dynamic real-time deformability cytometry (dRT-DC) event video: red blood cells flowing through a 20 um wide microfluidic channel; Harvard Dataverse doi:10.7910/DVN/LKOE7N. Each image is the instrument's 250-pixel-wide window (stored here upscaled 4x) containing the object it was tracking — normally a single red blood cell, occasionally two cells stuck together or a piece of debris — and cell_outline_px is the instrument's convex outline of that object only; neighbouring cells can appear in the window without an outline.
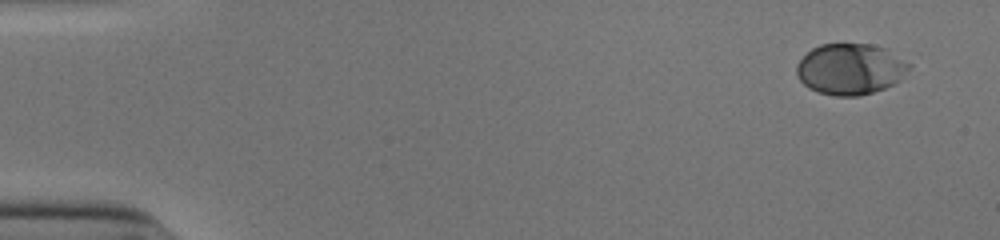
{"species": "human", "species_latin": "Homo sapiens", "temperature_condition": "cold", "stored_images_in_passage": 44, "camera_frame_rate_fps": 3000, "um_per_image_px": 0.085, "donor": {"sex": "male"}, "frame": {"image": 1, "passage_image": 1, "time_ms": 0.0, "image_size_px": [1000, 240], "cell_outline_px": [[912, 64], [900, 80], [884, 88], [860, 96], [836, 96], [820, 92], [808, 88], [800, 80], [796, 72], [796, 64], [812, 48], [820, 44], [872, 44], [888, 48]], "centroid_in_image_um": [72.3, 5.86], "position_along_channel_um": 12.7, "area_um2": 33.58}}
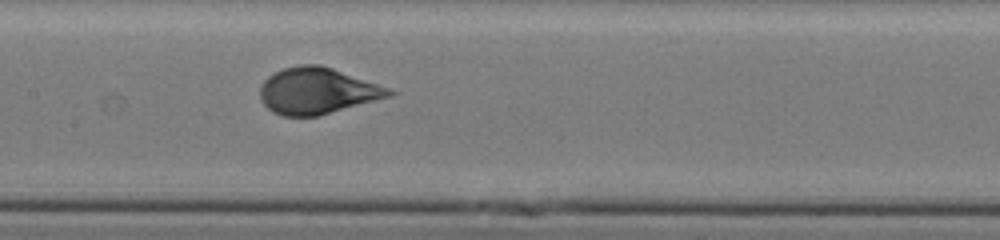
{"frame": {"image": 2, "passage_image": 25, "time_ms": 8.0, "image_size_px": [1000, 240], "cell_outline_px": [[396, 92], [388, 96], [316, 116], [284, 116], [272, 112], [260, 100], [260, 88], [264, 80], [268, 76], [284, 68], [300, 64], [320, 64], [332, 68], [388, 88]], "centroid_in_image_um": [26.89, 7.71], "position_along_channel_um": 180.5, "area_um2": 34.1}}
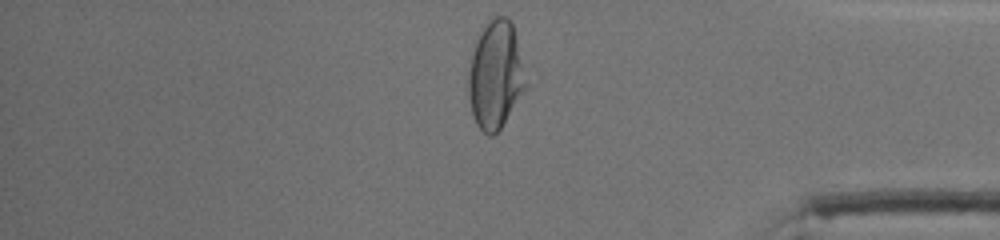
{"frame": {"image": 3, "passage_image": 43, "time_ms": 14.0, "image_size_px": [1000, 240], "cell_outline_px": [[528, 88], [500, 128], [492, 136], [488, 136], [476, 124], [472, 112], [468, 92], [468, 72], [472, 56], [476, 44], [484, 28], [492, 16], [508, 16], [512, 24], [516, 36], [528, 84]], "centroid_in_image_um": [42.15, 6.4], "position_along_channel_um": 393.0, "area_um2": 35.89}, "authors_computed_cell_mechanics": {"area_um2": 33.6974, "velocity_mm_per_s": 3.8866, "shape_relaxation_time_tau1_ms": 3.4247, "shape_relaxation_time_tau2_ms": null, "deformation_change_tau1": 0.1778, "deformation_change_tau2": null}}